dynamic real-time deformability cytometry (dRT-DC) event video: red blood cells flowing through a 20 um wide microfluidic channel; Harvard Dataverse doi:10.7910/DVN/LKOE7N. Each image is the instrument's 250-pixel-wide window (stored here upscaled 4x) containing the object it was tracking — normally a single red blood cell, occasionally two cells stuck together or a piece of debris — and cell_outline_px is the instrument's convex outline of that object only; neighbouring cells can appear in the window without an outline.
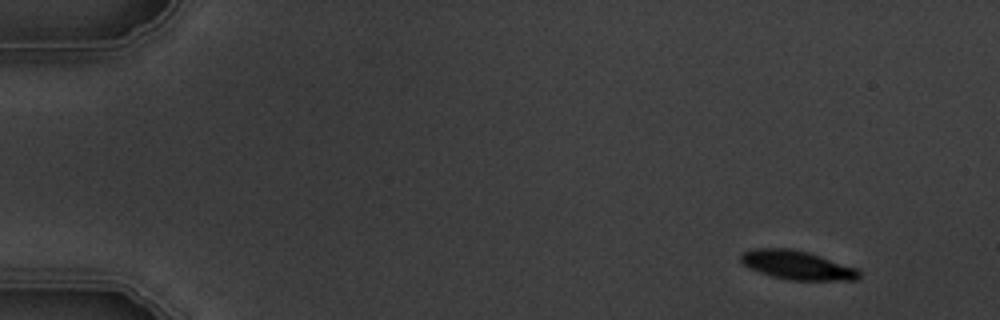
{"species": "common noctule bat (a hibernating species)", "species_latin": "Nyctalus noctula", "temperature_condition": "warm", "stored_images_in_passage": 5, "camera_frame_rate_fps": 3000, "um_per_image_px": 0.085, "animal": {"sex": "male", "body_mass_g": 19.5, "forearm_length_mm": 54.6}, "frame": {"image": 1, "passage_image": 1, "time_ms": 0.0, "image_size_px": [1000, 320], "cell_outline_px": [[860, 276], [856, 280], [788, 280], [772, 276], [760, 272], [744, 264], [740, 260], [740, 256], [744, 252], [752, 248], [792, 248], [808, 252], [856, 268], [860, 272]], "centroid_in_image_um": [67.75, 22.53], "position_along_channel_um": 17.3, "area_um2": 19.71}}
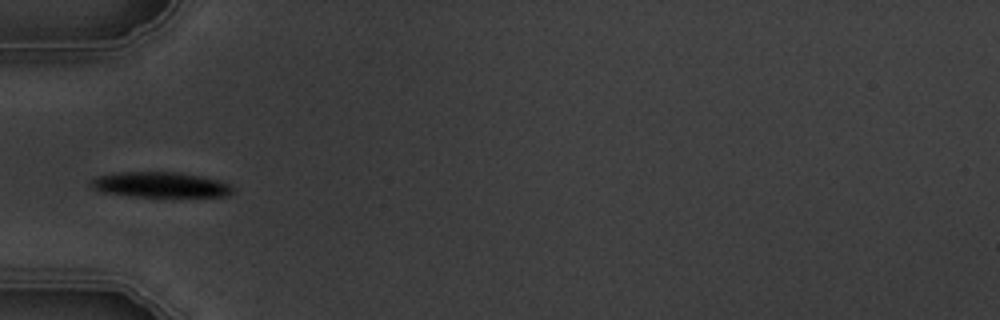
{"frame": {"image": 2, "passage_image": 5, "time_ms": 4.667, "image_size_px": [1000, 320], "cell_outline_px": [[236, 192], [228, 196], [132, 196], [104, 192], [92, 188], [88, 184], [96, 176], [116, 172], [180, 172], [200, 176], [216, 180], [228, 184], [236, 188]], "centroid_in_image_um": [13.63, 15.7], "position_along_channel_um": 71.4, "area_um2": 20.92}}